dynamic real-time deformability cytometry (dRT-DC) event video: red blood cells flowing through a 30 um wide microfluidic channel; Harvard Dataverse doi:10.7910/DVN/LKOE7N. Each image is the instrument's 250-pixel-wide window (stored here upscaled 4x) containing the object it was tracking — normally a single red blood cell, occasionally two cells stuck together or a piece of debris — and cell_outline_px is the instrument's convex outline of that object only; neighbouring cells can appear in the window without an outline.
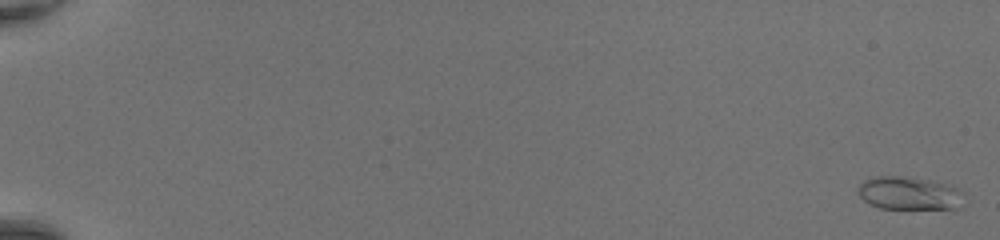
{"species": "common noctule bat (a hibernating species)", "species_latin": "Nyctalus noctula", "temperature_condition": "room temperature", "stored_images_in_passage": 50, "camera_frame_rate_fps": 3000, "um_per_image_px": 0.085, "animal": {"sex": "female", "body_mass_g": 20.0, "forearm_length_mm": 54.0}, "frame": {"image": 1, "passage_image": 1, "time_ms": 0.0, "image_size_px": [1000, 240], "cell_outline_px": [[964, 192], [956, 208], [880, 208], [864, 200], [856, 192], [856, 188], [864, 180], [872, 176], [900, 176], [928, 180], [944, 184], [956, 188]], "centroid_in_image_um": [77.18, 16.41], "position_along_channel_um": 7.8, "area_um2": 20.0}}
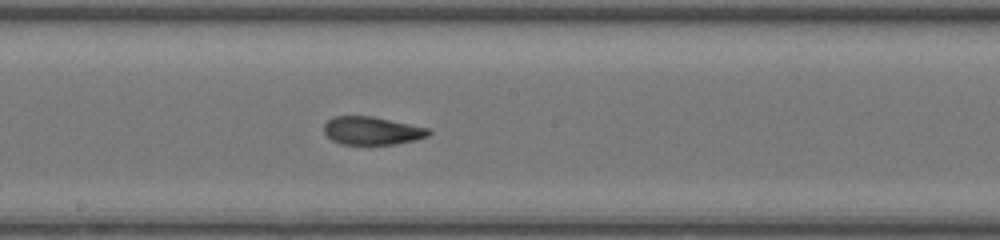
{"frame": {"image": 2, "passage_image": 30, "time_ms": 9.667, "image_size_px": [1000, 240], "cell_outline_px": [[432, 132], [428, 136], [416, 140], [396, 144], [340, 144], [332, 140], [324, 132], [324, 124], [332, 116], [372, 116], [432, 128]], "centroid_in_image_um": [31.66, 11.1], "position_along_channel_um": 216.5, "area_um2": 17.34}}
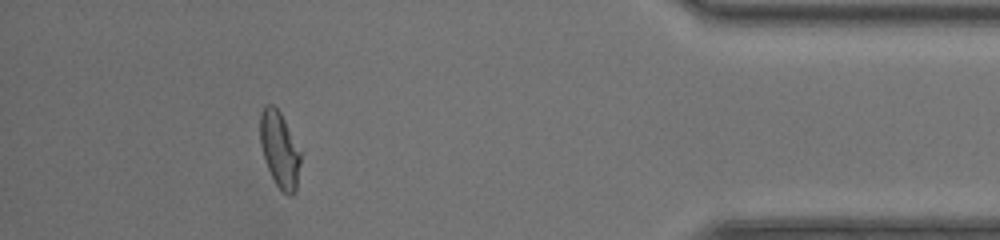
{"frame": {"image": 3, "passage_image": 46, "time_ms": 15.0, "image_size_px": [1000, 240], "cell_outline_px": [[300, 164], [296, 192], [292, 196], [288, 196], [276, 184], [264, 160], [260, 144], [260, 112], [264, 104], [272, 104], [280, 112], [300, 152]], "centroid_in_image_um": [23.74, 12.72], "position_along_channel_um": 411.5, "area_um2": 17.74}, "authors_computed_cell_mechanics": {"area_um2": 17.8024, "velocity_mm_per_s": 4.4023, "shape_relaxation_time_tau1_ms": null, "shape_relaxation_time_tau2_ms": 1.2609, "deformation_change_tau1": null, "deformation_change_tau2": 0.0805}}